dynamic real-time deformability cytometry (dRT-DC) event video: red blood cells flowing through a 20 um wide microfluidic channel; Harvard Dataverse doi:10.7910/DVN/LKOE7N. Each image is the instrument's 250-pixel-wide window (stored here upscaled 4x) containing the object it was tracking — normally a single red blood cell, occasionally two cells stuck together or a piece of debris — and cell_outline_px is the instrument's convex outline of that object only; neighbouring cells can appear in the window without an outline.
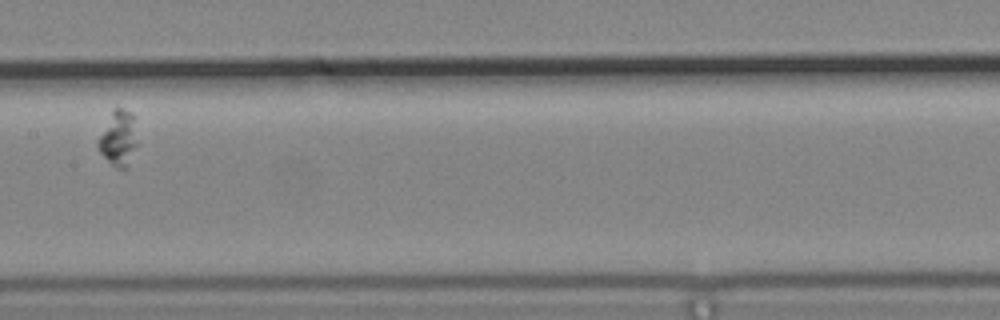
{"species": "common noctule bat (a hibernating species)", "species_latin": "Nyctalus noctula", "temperature_condition": "cold", "stored_images_in_passage": 6, "camera_frame_rate_fps": 3000, "um_per_image_px": 0.085, "animal": {"sex": "male", "body_mass_g": 19.2, "forearm_length_mm": 51.8}, "frame": {"image": 1, "passage_image": 6, "time_ms": 1.667, "image_size_px": [1000, 320], "cell_outline_px": [[136, 144], [128, 168], [116, 168], [96, 148], [96, 144], [112, 108], [124, 108], [132, 112], [136, 116]], "centroid_in_image_um": [10.08, 11.71], "position_along_channel_um": 197.3, "area_um2": 12.83}}